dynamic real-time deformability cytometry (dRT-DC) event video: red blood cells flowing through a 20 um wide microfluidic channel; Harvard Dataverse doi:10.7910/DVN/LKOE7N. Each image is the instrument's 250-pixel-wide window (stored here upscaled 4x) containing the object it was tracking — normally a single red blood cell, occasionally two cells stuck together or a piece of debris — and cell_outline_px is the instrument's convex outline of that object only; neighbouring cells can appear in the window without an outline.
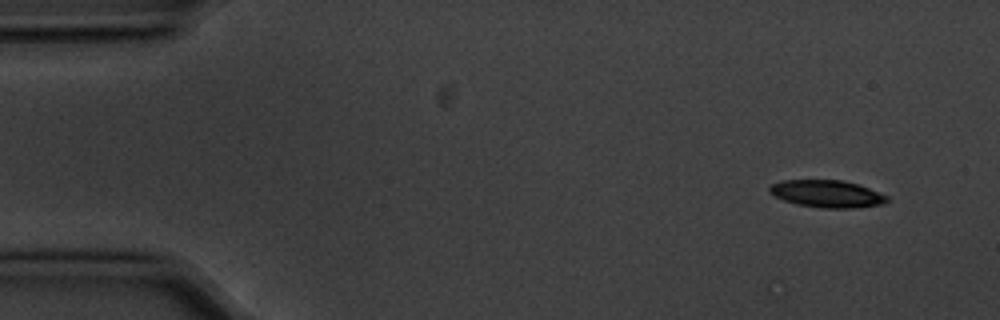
{"species": "common noctule bat (a hibernating species)", "species_latin": "Nyctalus noctula", "temperature_condition": "cold", "stored_images_in_passage": 7, "camera_frame_rate_fps": 3000, "um_per_image_px": 0.085, "animal": {"sex": "male", "body_mass_g": 20.1, "forearm_length_mm": 53.5}, "frame": {"image": 1, "passage_image": 1, "time_ms": 0.0, "image_size_px": [1000, 320], "cell_outline_px": [[888, 200], [884, 204], [852, 208], [820, 208], [796, 204], [784, 200], [768, 192], [768, 188], [772, 184], [780, 180], [844, 180], [868, 188], [888, 196]], "centroid_in_image_um": [70.27, 16.47], "position_along_channel_um": 14.7, "area_um2": 18.67}}
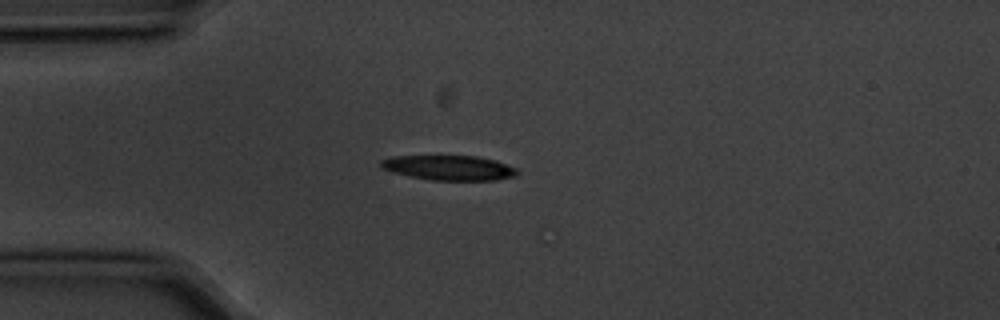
{"frame": {"image": 2, "passage_image": 4, "time_ms": 1.0, "image_size_px": [1000, 320], "cell_outline_px": [[516, 176], [496, 180], [432, 180], [392, 172], [380, 168], [380, 160], [392, 156], [476, 156], [496, 160], [516, 168]], "centroid_in_image_um": [38.15, 14.25], "position_along_channel_um": 46.9, "area_um2": 19.65}}